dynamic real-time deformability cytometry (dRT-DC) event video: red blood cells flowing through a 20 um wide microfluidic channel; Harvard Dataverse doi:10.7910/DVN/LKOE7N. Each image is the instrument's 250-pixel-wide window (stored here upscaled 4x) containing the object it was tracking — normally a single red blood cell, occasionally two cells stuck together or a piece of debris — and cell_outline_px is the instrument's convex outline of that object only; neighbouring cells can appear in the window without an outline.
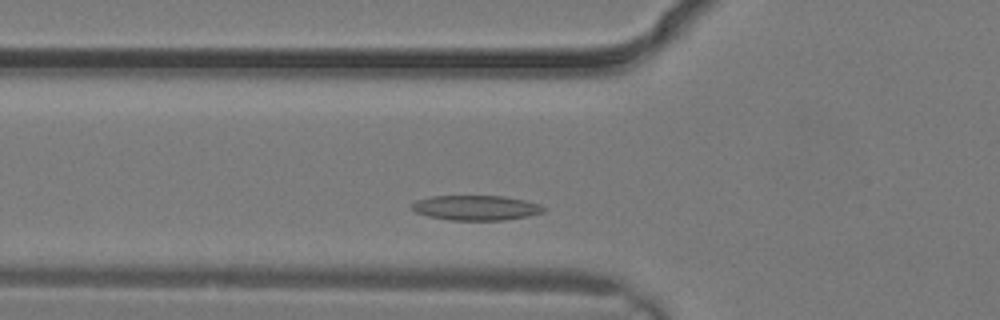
{"species": "common noctule bat (a hibernating species)", "species_latin": "Nyctalus noctula", "temperature_condition": "warm", "stored_images_in_passage": 3, "camera_frame_rate_fps": 3000, "um_per_image_px": 0.085, "animal": {"sex": "male", "body_mass_g": 19.2, "forearm_length_mm": 51.8}, "frame": {"image": 1, "passage_image": 3, "time_ms": 0.667, "image_size_px": [1000, 320], "cell_outline_px": [[544, 212], [528, 216], [504, 220], [448, 220], [428, 216], [416, 212], [412, 208], [412, 204], [416, 200], [432, 196], [504, 196], [524, 200], [540, 204], [544, 208]], "centroid_in_image_um": [40.46, 17.66], "position_along_channel_um": 85.3, "area_um2": 19.07}}